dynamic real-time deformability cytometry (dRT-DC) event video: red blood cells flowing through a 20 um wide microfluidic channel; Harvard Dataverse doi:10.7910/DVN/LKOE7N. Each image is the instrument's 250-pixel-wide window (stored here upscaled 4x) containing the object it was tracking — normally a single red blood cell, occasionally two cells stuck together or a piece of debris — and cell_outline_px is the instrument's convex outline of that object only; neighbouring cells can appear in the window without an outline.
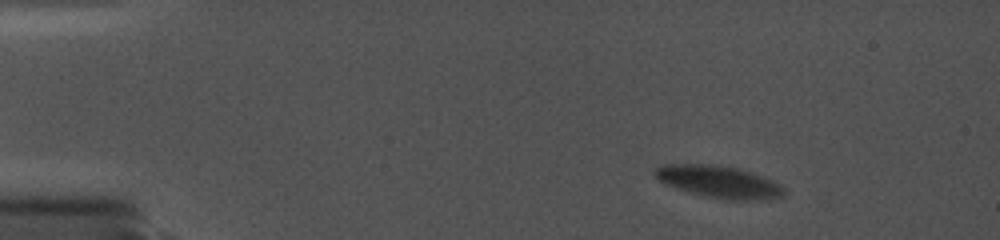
{"species": "common noctule bat (a hibernating species)", "species_latin": "Nyctalus noctula", "temperature_condition": "cold", "stored_images_in_passage": 52, "camera_frame_rate_fps": 5000, "um_per_image_px": 0.085, "animal": {"sex": "female", "body_mass_g": 19.0, "forearm_length_mm": 56.7}, "frame": {"image": 1, "passage_image": 13, "time_ms": 2.8, "image_size_px": [1000, 240], "cell_outline_px": [[784, 196], [768, 200], [724, 200], [704, 196], [676, 188], [664, 184], [652, 172], [656, 168], [664, 164], [712, 164], [740, 168], [772, 180], [780, 184], [784, 188]], "centroid_in_image_um": [61.13, 15.46], "position_along_channel_um": 23.9, "area_um2": 24.39}}
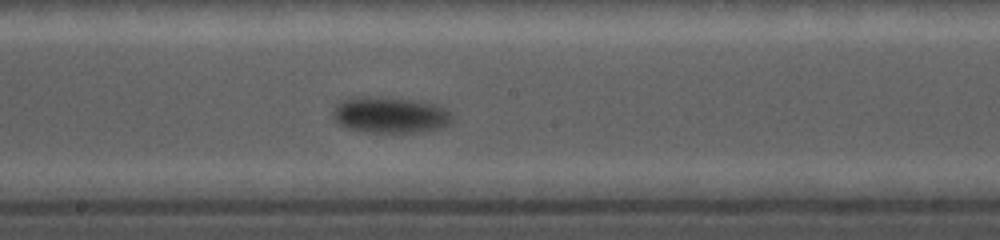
{"frame": {"image": 2, "passage_image": 35, "time_ms": 11.0, "image_size_px": [1000, 240], "cell_outline_px": [[452, 124], [440, 128], [412, 132], [368, 132], [348, 128], [340, 124], [332, 116], [332, 112], [336, 104], [348, 96], [380, 96], [412, 100], [436, 104], [452, 112]], "centroid_in_image_um": [33.15, 9.74], "position_along_channel_um": 215.1, "area_um2": 25.37}}
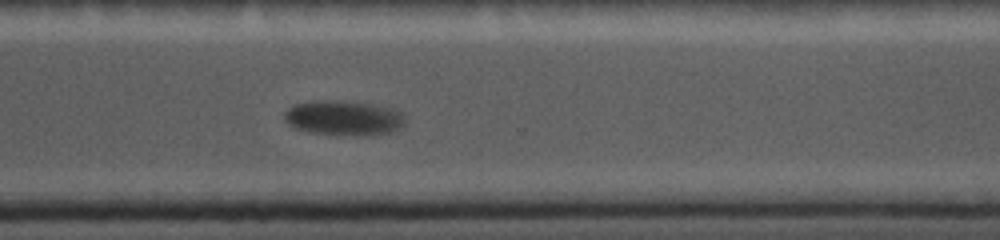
{"frame": {"image": 3, "passage_image": 51, "time_ms": 14.6, "image_size_px": [1000, 240], "cell_outline_px": [[408, 120], [400, 128], [388, 132], [364, 136], [336, 136], [312, 132], [296, 128], [288, 124], [284, 120], [284, 112], [288, 108], [296, 104], [312, 100], [336, 100], [368, 104], [388, 108], [400, 112]], "centroid_in_image_um": [29.18, 10.04], "position_along_channel_um": 341.4, "area_um2": 24.68}}